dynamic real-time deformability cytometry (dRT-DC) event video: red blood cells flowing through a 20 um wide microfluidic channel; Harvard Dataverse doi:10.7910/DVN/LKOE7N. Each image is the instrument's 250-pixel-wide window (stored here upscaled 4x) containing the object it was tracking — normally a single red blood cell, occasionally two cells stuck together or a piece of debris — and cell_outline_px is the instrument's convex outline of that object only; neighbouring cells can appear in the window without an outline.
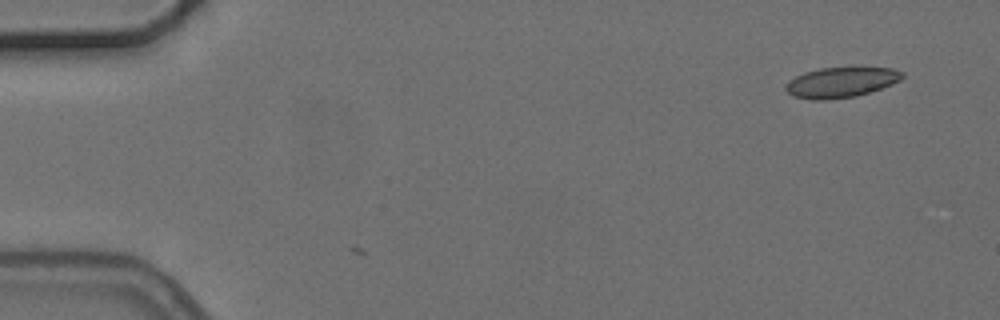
{"species": "common noctule bat (a hibernating species)", "species_latin": "Nyctalus noctula", "temperature_condition": "cold", "stored_images_in_passage": 2, "camera_frame_rate_fps": 3000, "um_per_image_px": 0.085, "animal": {"sex": "female", "body_mass_g": 24.6, "forearm_length_mm": 56.2}, "frame": {"image": 1, "passage_image": 2, "time_ms": 1.0, "image_size_px": [1000, 320], "cell_outline_px": [[904, 76], [900, 80], [892, 84], [856, 96], [824, 100], [812, 100], [792, 96], [784, 88], [796, 76], [804, 72], [820, 68], [860, 64], [892, 68], [904, 72]], "centroid_in_image_um": [71.56, 6.94], "position_along_channel_um": 13.4, "area_um2": 21.33}}